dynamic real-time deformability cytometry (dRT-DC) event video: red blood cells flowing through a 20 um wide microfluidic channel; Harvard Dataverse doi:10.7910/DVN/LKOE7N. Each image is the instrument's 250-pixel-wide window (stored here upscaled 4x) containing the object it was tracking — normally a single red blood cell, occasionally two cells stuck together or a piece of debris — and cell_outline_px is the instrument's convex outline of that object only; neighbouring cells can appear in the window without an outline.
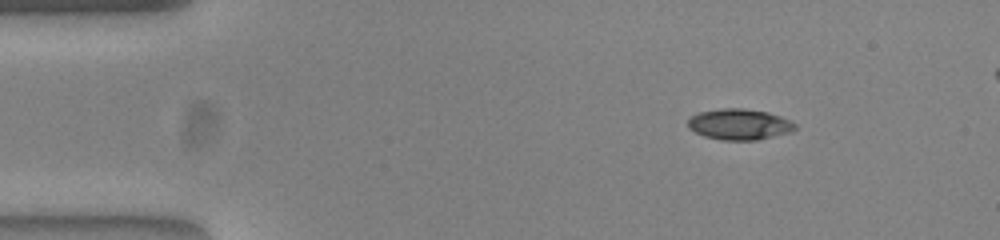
{"species": "common noctule bat (a hibernating species)", "species_latin": "Nyctalus noctula", "temperature_condition": "warm", "stored_images_in_passage": 45, "camera_frame_rate_fps": 3000, "um_per_image_px": 0.085, "animal": {"sex": "female", "body_mass_g": 23.0, "forearm_length_mm": 53.4}, "frame": {"image": 1, "passage_image": 1, "time_ms": 0.0, "image_size_px": [1000, 240], "cell_outline_px": [[796, 128], [792, 132], [760, 140], [720, 140], [704, 136], [688, 128], [688, 120], [692, 116], [700, 112], [724, 108], [740, 108], [768, 112], [780, 116], [796, 124]], "centroid_in_image_um": [62.87, 10.58], "position_along_channel_um": 22.1, "area_um2": 19.31}}
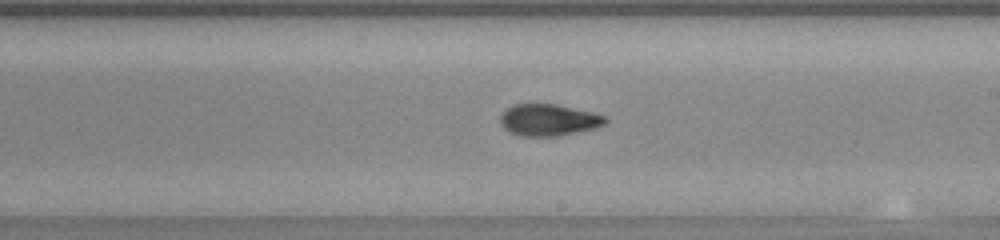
{"frame": {"image": 2, "passage_image": 24, "time_ms": 7.667, "image_size_px": [1000, 240], "cell_outline_px": [[608, 120], [604, 124], [596, 128], [556, 136], [520, 136], [508, 132], [500, 124], [500, 116], [512, 104], [556, 104], [592, 112], [604, 116]], "centroid_in_image_um": [46.6, 10.2], "position_along_channel_um": 242.4, "area_um2": 19.36}}
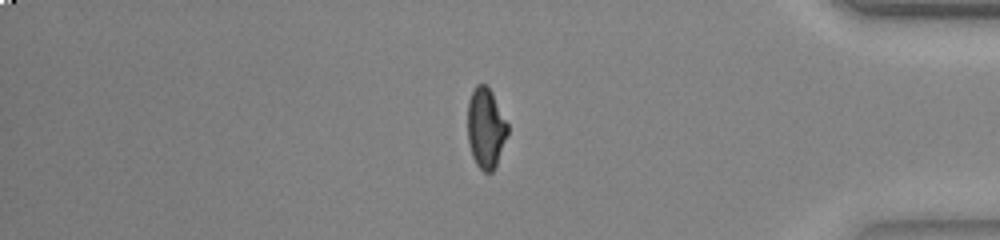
{"frame": {"image": 3, "passage_image": 38, "time_ms": 12.333, "image_size_px": [1000, 240], "cell_outline_px": [[508, 132], [496, 164], [492, 172], [484, 172], [476, 164], [472, 156], [468, 140], [468, 100], [476, 84], [488, 84], [508, 124]], "centroid_in_image_um": [41.28, 10.85], "position_along_channel_um": 393.9, "area_um2": 18.61}}